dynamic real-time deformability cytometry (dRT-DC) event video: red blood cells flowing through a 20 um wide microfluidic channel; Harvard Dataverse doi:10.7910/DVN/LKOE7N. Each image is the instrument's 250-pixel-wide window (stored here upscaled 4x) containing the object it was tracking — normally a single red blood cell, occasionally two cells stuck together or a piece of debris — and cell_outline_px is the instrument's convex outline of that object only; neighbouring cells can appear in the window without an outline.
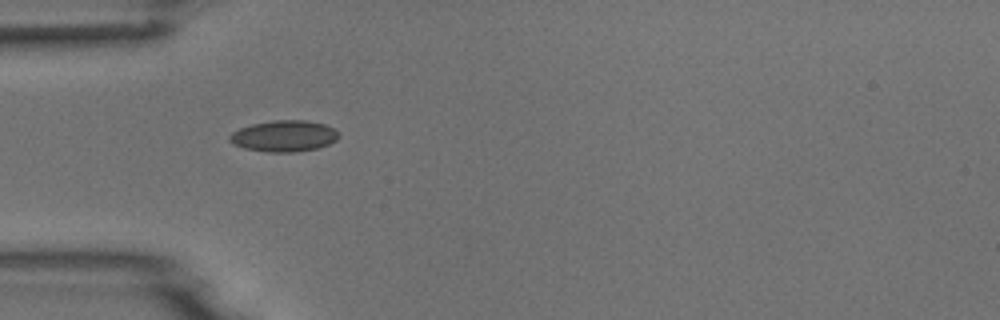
{"species": "common noctule bat (a hibernating species)", "species_latin": "Nyctalus noctula", "temperature_condition": "room temperature", "stored_images_in_passage": 1, "camera_frame_rate_fps": 3000, "um_per_image_px": 0.085, "animal": {"sex": "male", "body_mass_g": 18.8}, "frame": {"image": 1, "passage_image": 1, "time_ms": 0.0, "image_size_px": [1000, 320], "cell_outline_px": [[340, 136], [336, 140], [328, 144], [316, 148], [296, 152], [268, 152], [244, 148], [232, 144], [228, 140], [228, 136], [232, 132], [240, 128], [252, 124], [272, 120], [308, 120], [324, 124], [340, 132]], "centroid_in_image_um": [24.13, 11.56], "position_along_channel_um": 60.9, "area_um2": 20.0}}